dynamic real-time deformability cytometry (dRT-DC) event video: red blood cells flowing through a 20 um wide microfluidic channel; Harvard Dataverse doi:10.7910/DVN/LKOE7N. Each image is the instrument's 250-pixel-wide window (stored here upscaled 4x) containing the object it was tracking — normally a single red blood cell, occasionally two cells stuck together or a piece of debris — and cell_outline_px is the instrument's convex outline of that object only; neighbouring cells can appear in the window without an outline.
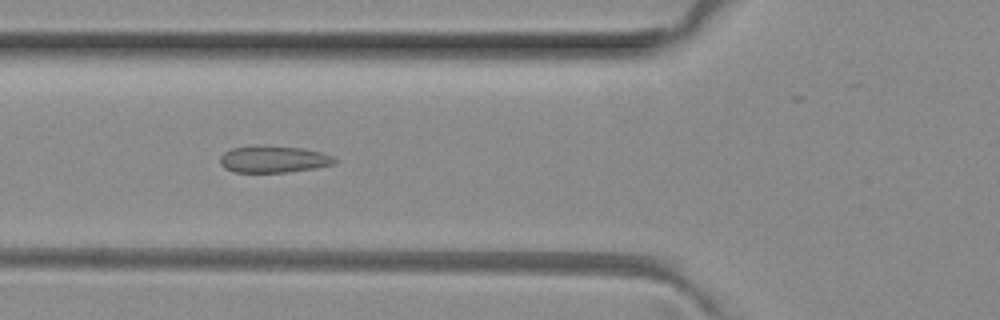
{"species": "common noctule bat (a hibernating species)", "species_latin": "Nyctalus noctula", "temperature_condition": "room temperature", "stored_images_in_passage": 7, "camera_frame_rate_fps": 3000, "um_per_image_px": 0.085, "animal": {"sex": "female", "body_mass_g": 29.2, "forearm_length_mm": 56.3}, "frame": {"image": 1, "passage_image": 6, "time_ms": 1.667, "image_size_px": [1000, 320], "cell_outline_px": [[336, 164], [316, 168], [288, 172], [236, 172], [224, 168], [220, 164], [220, 156], [224, 152], [232, 148], [300, 148], [320, 152], [332, 156], [336, 160]], "centroid_in_image_um": [23.27, 13.59], "position_along_channel_um": 102.5, "area_um2": 17.11}}
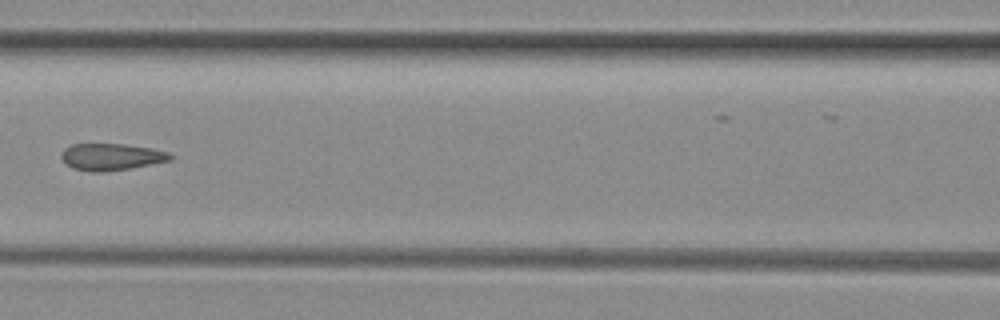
{"frame": {"image": 2, "passage_image": 7, "time_ms": 2.0, "image_size_px": [1000, 320], "cell_outline_px": [[172, 160], [132, 168], [104, 172], [92, 172], [72, 168], [60, 156], [64, 148], [72, 144], [124, 144], [152, 148], [168, 152], [172, 156]], "centroid_in_image_um": [9.47, 13.33], "position_along_channel_um": 157.1, "area_um2": 17.05}}